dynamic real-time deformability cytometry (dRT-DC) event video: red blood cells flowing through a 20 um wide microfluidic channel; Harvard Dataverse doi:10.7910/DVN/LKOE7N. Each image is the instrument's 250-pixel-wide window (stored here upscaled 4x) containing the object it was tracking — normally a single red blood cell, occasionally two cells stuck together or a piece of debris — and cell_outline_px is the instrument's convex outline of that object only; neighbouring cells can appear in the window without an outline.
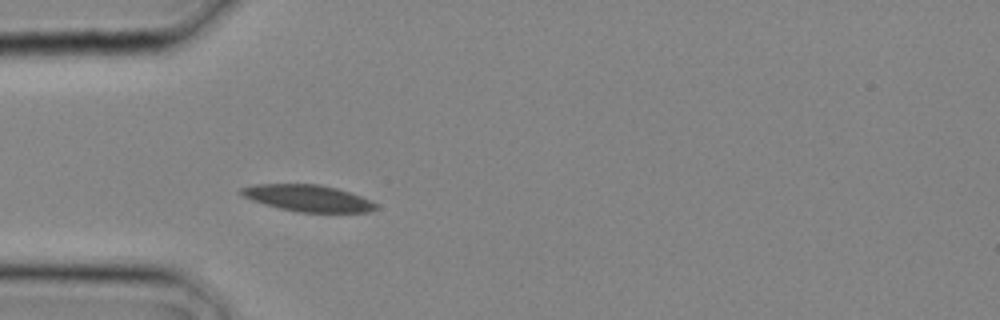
{"species": "common noctule bat (a hibernating species)", "species_latin": "Nyctalus noctula", "temperature_condition": "cold", "stored_images_in_passage": 8, "camera_frame_rate_fps": 3000, "um_per_image_px": 0.085, "animal": {"sex": "male", "body_mass_g": 20.4}, "frame": {"image": 1, "passage_image": 6, "time_ms": 1.667, "image_size_px": [1000, 320], "cell_outline_px": [[376, 208], [368, 212], [300, 212], [280, 208], [264, 204], [252, 200], [244, 196], [240, 192], [240, 188], [252, 184], [320, 184], [336, 188], [360, 196], [376, 204]], "centroid_in_image_um": [26.12, 16.83], "position_along_channel_um": 58.9, "area_um2": 20.58}}
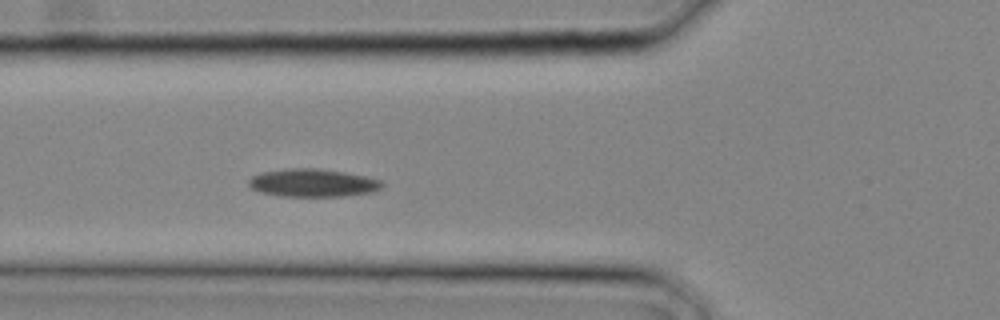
{"frame": {"image": 2, "passage_image": 8, "time_ms": 2.333, "image_size_px": [1000, 320], "cell_outline_px": [[384, 184], [380, 188], [372, 192], [344, 196], [284, 196], [260, 192], [252, 188], [248, 184], [248, 180], [252, 176], [260, 172], [284, 168], [320, 168], [368, 176], [380, 180]], "centroid_in_image_um": [26.58, 15.53], "position_along_channel_um": 99.2, "area_um2": 21.85}}